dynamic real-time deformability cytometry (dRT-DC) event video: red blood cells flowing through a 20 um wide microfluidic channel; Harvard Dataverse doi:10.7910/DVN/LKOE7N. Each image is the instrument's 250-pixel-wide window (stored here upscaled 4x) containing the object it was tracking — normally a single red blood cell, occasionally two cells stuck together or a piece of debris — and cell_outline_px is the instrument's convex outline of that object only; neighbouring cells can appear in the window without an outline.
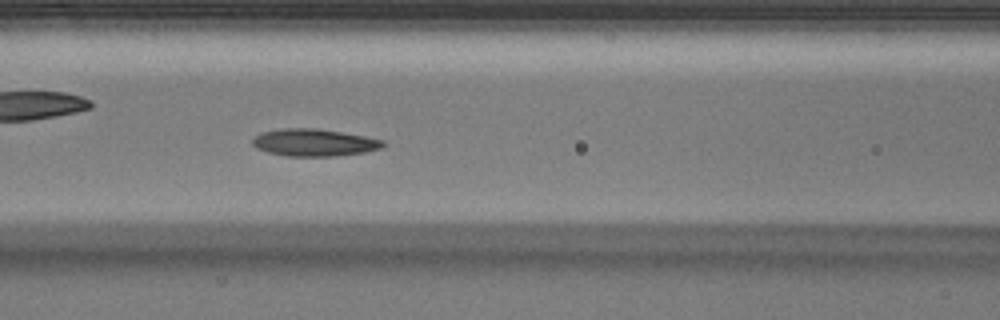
{"species": "Egyptian fruit bat (a non-hibernating species)", "species_latin": "Rousettus aegyptiacus", "temperature_condition": "warm", "stored_images_in_passage": 32, "camera_frame_rate_fps": 3000, "um_per_image_px": 0.085, "animal": {"sex": "male"}, "frame": {"image": 1, "passage_image": 10, "time_ms": 3.0, "image_size_px": [1000, 320], "cell_outline_px": [[384, 144], [380, 148], [364, 152], [336, 156], [288, 156], [268, 152], [256, 148], [252, 144], [252, 140], [260, 132], [284, 128], [316, 128], [364, 136], [384, 140]], "centroid_in_image_um": [26.67, 12.11], "position_along_channel_um": 139.9, "area_um2": 20.58}}
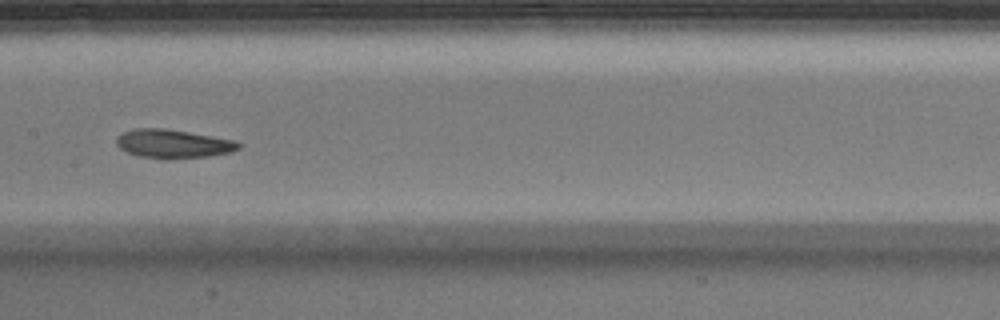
{"frame": {"image": 2, "passage_image": 14, "time_ms": 4.333, "image_size_px": [1000, 320], "cell_outline_px": [[240, 148], [232, 152], [204, 156], [168, 160], [164, 160], [140, 156], [128, 152], [120, 148], [116, 144], [116, 136], [132, 128], [164, 128], [236, 140], [240, 144]], "centroid_in_image_um": [14.69, 12.22], "position_along_channel_um": 192.7, "area_um2": 20.52}, "authors_computed_cell_mechanics": {"area_um2": 20.4901, "velocity_mm_per_s": 3.955, "shape_relaxation_time_tau1_ms": 2.4408, "shape_relaxation_time_tau2_ms": 2.2475, "deformation_change_tau1": 0.1166, "deformation_change_tau2": 0.0902}}